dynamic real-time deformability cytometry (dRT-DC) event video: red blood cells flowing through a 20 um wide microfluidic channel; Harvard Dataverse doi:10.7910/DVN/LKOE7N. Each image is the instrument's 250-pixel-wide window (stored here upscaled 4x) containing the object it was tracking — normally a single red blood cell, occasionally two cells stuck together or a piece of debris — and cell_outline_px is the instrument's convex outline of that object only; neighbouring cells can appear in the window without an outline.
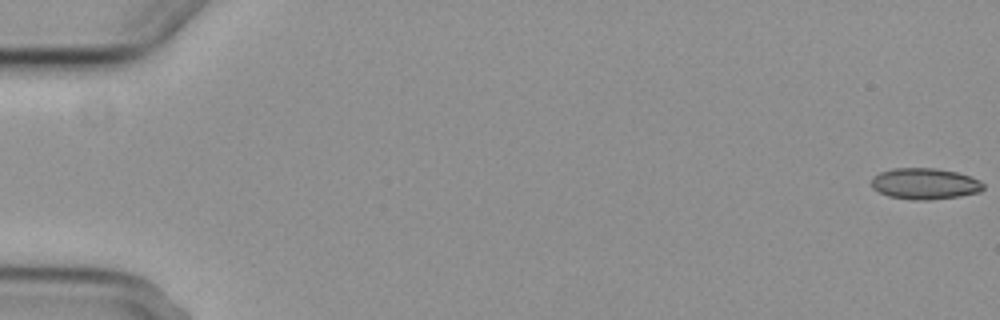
{"species": "common noctule bat (a hibernating species)", "species_latin": "Nyctalus noctula", "temperature_condition": "cold", "stored_images_in_passage": 6, "camera_frame_rate_fps": 3000, "um_per_image_px": 0.085, "animal": {"sex": "female", "body_mass_g": 29.2, "forearm_length_mm": 56.3}, "frame": {"image": 1, "passage_image": 1, "time_ms": 0.0, "image_size_px": [1000, 320], "cell_outline_px": [[984, 188], [980, 192], [960, 196], [928, 200], [916, 200], [888, 196], [872, 188], [872, 176], [880, 172], [892, 168], [936, 168], [956, 172], [980, 180], [984, 184]], "centroid_in_image_um": [78.61, 15.61], "position_along_channel_um": 6.4, "area_um2": 20.35}}
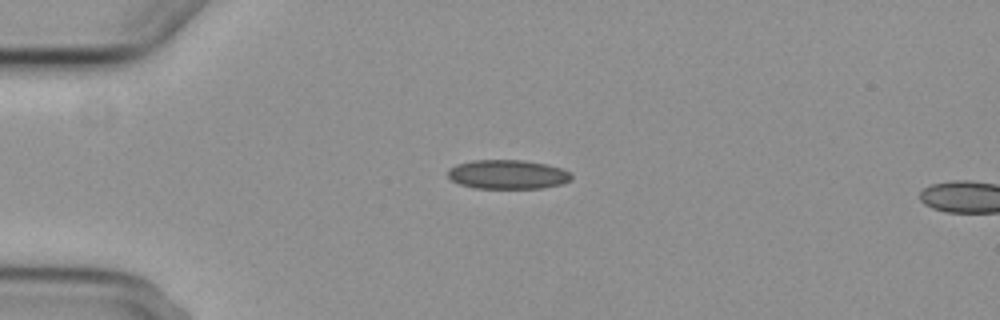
{"frame": {"image": 2, "passage_image": 5, "time_ms": 4.667, "image_size_px": [1000, 320], "cell_outline_px": [[572, 180], [564, 184], [540, 188], [472, 188], [460, 184], [452, 180], [448, 176], [448, 168], [456, 164], [472, 160], [524, 160], [548, 164], [560, 168], [568, 172], [572, 176]], "centroid_in_image_um": [43.15, 14.82], "position_along_channel_um": 41.9, "area_um2": 21.15}}